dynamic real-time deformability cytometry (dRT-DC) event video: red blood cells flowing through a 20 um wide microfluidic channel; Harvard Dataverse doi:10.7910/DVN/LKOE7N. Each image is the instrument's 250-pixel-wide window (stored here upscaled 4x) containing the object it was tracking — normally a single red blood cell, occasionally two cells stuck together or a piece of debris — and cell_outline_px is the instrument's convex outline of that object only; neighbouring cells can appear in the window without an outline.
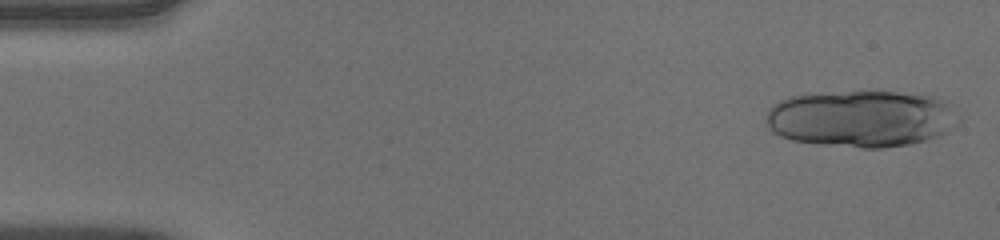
{"species": "human", "species_latin": "Homo sapiens", "temperature_condition": "warm", "stored_images_in_passage": 33, "camera_frame_rate_fps": 3000, "um_per_image_px": 0.085, "donor": {"sex": "male"}, "frame": {"image": 1, "passage_image": 2, "time_ms": 0.333, "image_size_px": [1000, 240], "cell_outline_px": [[964, 120], [960, 124], [948, 132], [924, 140], [908, 144], [880, 148], [860, 148], [820, 144], [792, 140], [780, 136], [772, 132], [768, 128], [764, 120], [768, 108], [772, 104], [780, 100], [792, 96], [848, 92], [896, 92], [936, 96]], "centroid_in_image_um": [73.21, 10.1], "position_along_channel_um": 11.8, "area_um2": 63.81}}
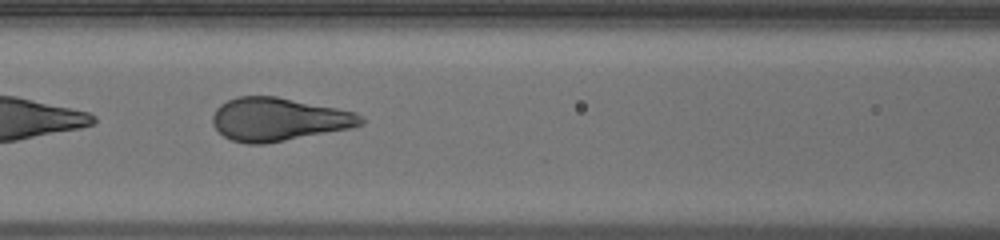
{"frame": {"image": 2, "passage_image": 23, "time_ms": 7.333, "image_size_px": [1000, 240], "cell_outline_px": [[364, 124], [352, 128], [264, 144], [248, 144], [232, 140], [224, 136], [212, 124], [212, 116], [216, 108], [220, 104], [236, 96], [276, 96], [356, 112], [364, 120]], "centroid_in_image_um": [23.66, 10.14], "position_along_channel_um": 142.9, "area_um2": 37.28}}
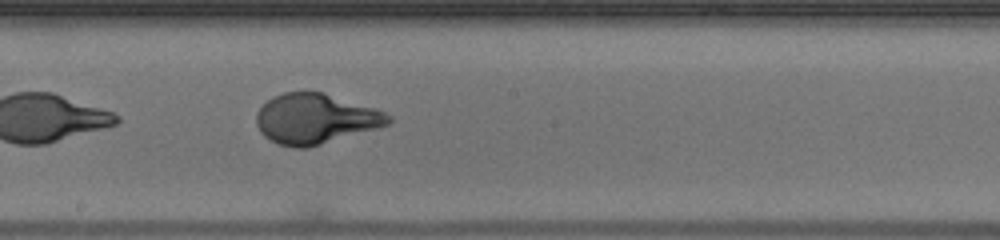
{"frame": {"image": 3, "passage_image": 29, "time_ms": 9.333, "image_size_px": [1000, 240], "cell_outline_px": [[392, 120], [388, 124], [376, 128], [308, 148], [296, 148], [280, 144], [264, 136], [260, 132], [256, 124], [256, 112], [272, 96], [284, 92], [320, 92], [376, 108], [392, 116]], "centroid_in_image_um": [26.79, 10.1], "position_along_channel_um": 221.4, "area_um2": 38.21}}